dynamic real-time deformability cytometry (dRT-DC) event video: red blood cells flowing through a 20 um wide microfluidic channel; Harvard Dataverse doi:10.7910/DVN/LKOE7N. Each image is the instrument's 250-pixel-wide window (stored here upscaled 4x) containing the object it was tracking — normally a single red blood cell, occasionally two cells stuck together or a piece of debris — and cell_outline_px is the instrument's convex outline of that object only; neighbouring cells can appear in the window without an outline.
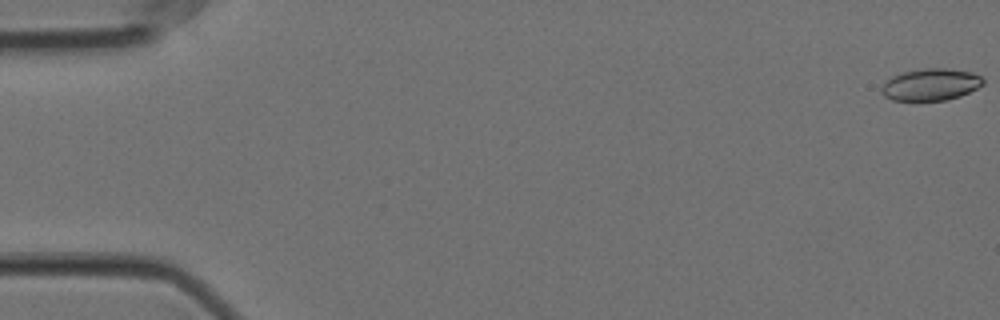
{"species": "Egyptian fruit bat (a non-hibernating species)", "species_latin": "Rousettus aegyptiacus", "temperature_condition": "cold", "stored_images_in_passage": 8, "camera_frame_rate_fps": 3000, "um_per_image_px": 0.085, "animal": {"sex": "female"}, "frame": {"image": 1, "passage_image": 1, "time_ms": 0.0, "image_size_px": [1000, 320], "cell_outline_px": [[984, 84], [960, 96], [948, 100], [892, 100], [884, 96], [880, 92], [880, 88], [892, 76], [904, 72], [920, 68], [948, 68], [972, 72], [980, 76], [984, 80]], "centroid_in_image_um": [79.11, 7.18], "position_along_channel_um": 5.9, "area_um2": 18.9}}